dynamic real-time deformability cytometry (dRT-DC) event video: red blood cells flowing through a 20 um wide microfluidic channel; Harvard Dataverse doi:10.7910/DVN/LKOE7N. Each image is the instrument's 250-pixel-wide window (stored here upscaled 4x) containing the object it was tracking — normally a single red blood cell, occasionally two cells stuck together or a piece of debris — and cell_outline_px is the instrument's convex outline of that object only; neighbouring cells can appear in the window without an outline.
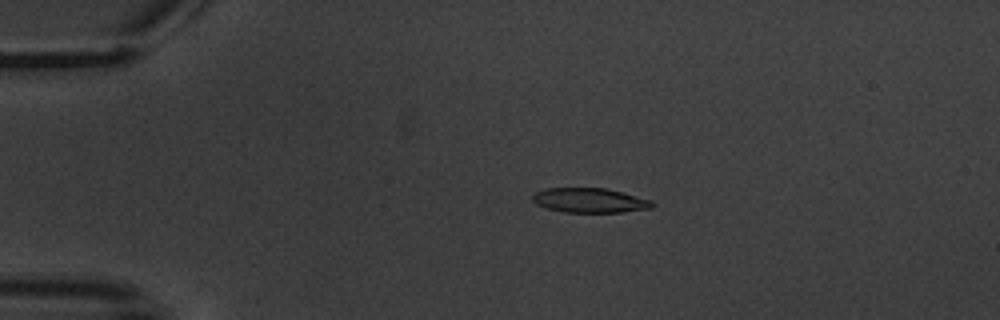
{"species": "common noctule bat (a hibernating species)", "species_latin": "Nyctalus noctula", "temperature_condition": "warm", "stored_images_in_passage": 8, "camera_frame_rate_fps": 3000, "um_per_image_px": 0.085, "animal": {"sex": "male", "body_mass_g": 20.1, "forearm_length_mm": 53.5}, "frame": {"image": 1, "passage_image": 2, "time_ms": 1.333, "image_size_px": [1000, 320], "cell_outline_px": [[656, 204], [652, 208], [620, 212], [564, 212], [548, 208], [536, 204], [532, 200], [532, 196], [536, 192], [544, 188], [608, 188], [652, 200]], "centroid_in_image_um": [50.15, 17.02], "position_along_channel_um": 34.8, "area_um2": 17.22}}
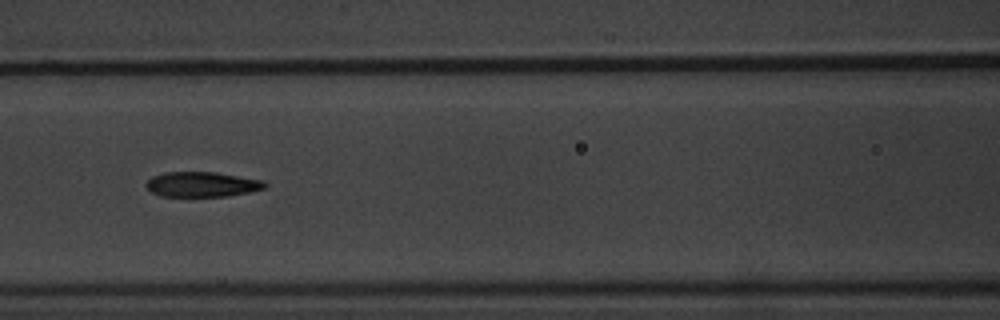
{"frame": {"image": 2, "passage_image": 6, "time_ms": 6.0, "image_size_px": [1000, 320], "cell_outline_px": [[268, 184], [264, 188], [248, 192], [228, 196], [160, 196], [152, 192], [144, 184], [152, 176], [164, 172], [216, 172], [264, 180]], "centroid_in_image_um": [17.17, 15.66], "position_along_channel_um": 149.4, "area_um2": 17.34}}
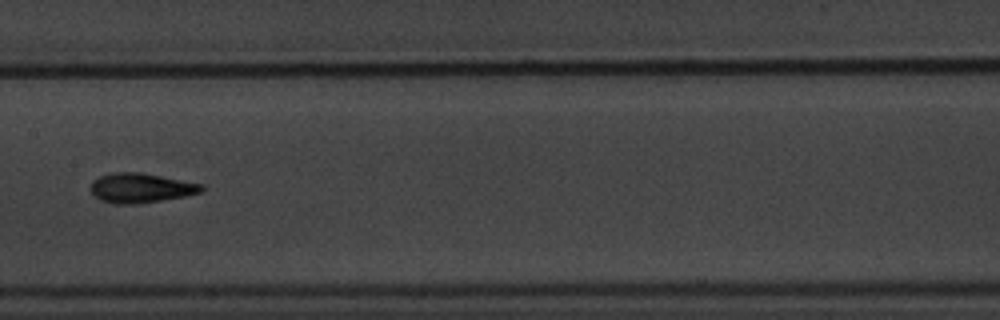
{"frame": {"image": 3, "passage_image": 7, "time_ms": 7.333, "image_size_px": [1000, 320], "cell_outline_px": [[204, 188], [200, 192], [184, 196], [136, 204], [116, 204], [100, 200], [88, 188], [92, 180], [100, 176], [112, 172], [140, 172], [204, 184]], "centroid_in_image_um": [11.93, 15.96], "position_along_channel_um": 195.5, "area_um2": 19.13}}